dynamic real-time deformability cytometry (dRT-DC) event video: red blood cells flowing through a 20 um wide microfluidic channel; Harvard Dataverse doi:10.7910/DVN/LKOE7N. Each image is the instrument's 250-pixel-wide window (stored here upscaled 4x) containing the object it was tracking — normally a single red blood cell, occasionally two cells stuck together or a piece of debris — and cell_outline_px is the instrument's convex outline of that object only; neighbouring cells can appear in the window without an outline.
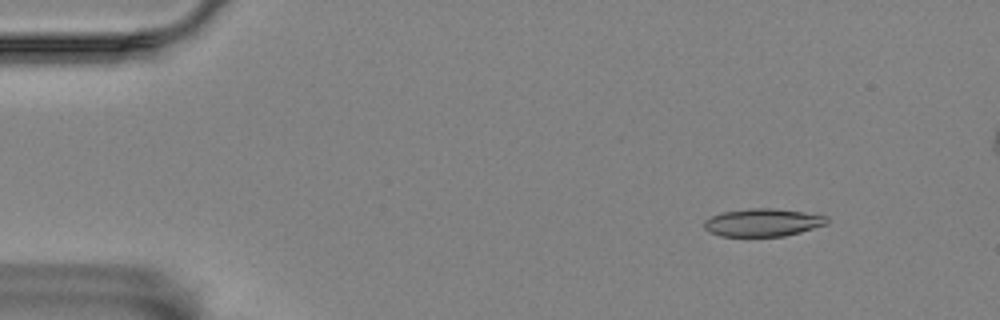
{"species": "Egyptian fruit bat (a non-hibernating species)", "species_latin": "Rousettus aegyptiacus", "temperature_condition": "room temperature", "stored_images_in_passage": 5, "camera_frame_rate_fps": 3000, "um_per_image_px": 0.085, "animal": {"sex": "female"}, "frame": {"image": 1, "passage_image": 2, "time_ms": 1.0, "image_size_px": [1000, 320], "cell_outline_px": [[828, 224], [800, 232], [784, 236], [720, 236], [708, 232], [704, 228], [704, 220], [712, 216], [724, 212], [748, 208], [772, 208], [804, 212], [828, 216]], "centroid_in_image_um": [64.84, 18.91], "position_along_channel_um": 20.2, "area_um2": 19.94}}